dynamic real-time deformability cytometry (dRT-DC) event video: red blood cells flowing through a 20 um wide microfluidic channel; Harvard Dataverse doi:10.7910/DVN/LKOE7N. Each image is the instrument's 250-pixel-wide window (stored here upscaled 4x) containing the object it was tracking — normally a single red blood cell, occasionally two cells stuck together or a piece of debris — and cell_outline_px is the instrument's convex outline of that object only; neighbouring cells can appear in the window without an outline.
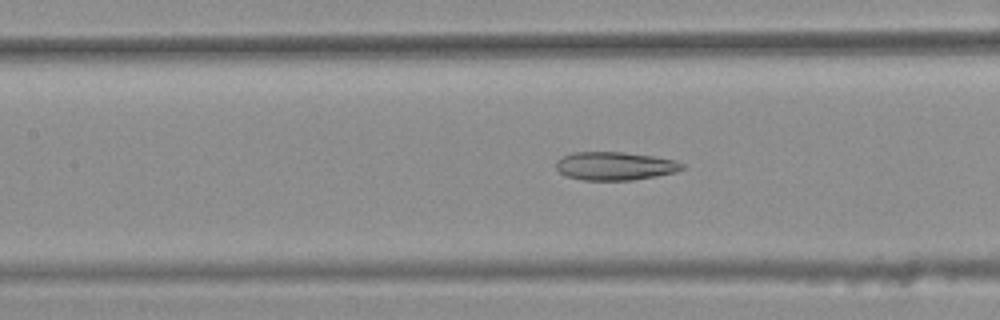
{"species": "common noctule bat (a hibernating species)", "species_latin": "Nyctalus noctula", "temperature_condition": "warm", "stored_images_in_passage": 48, "camera_frame_rate_fps": 3000, "um_per_image_px": 0.085, "animal": {"sex": "female", "body_mass_g": 25.1}, "frame": {"image": 1, "passage_image": 25, "time_ms": 8.0, "image_size_px": [1000, 320], "cell_outline_px": [[684, 168], [676, 172], [656, 176], [632, 180], [584, 180], [564, 176], [556, 168], [556, 160], [560, 156], [572, 152], [624, 152], [652, 156], [676, 160], [684, 164]], "centroid_in_image_um": [52.24, 14.1], "position_along_channel_um": 155.2, "area_um2": 20.98}}
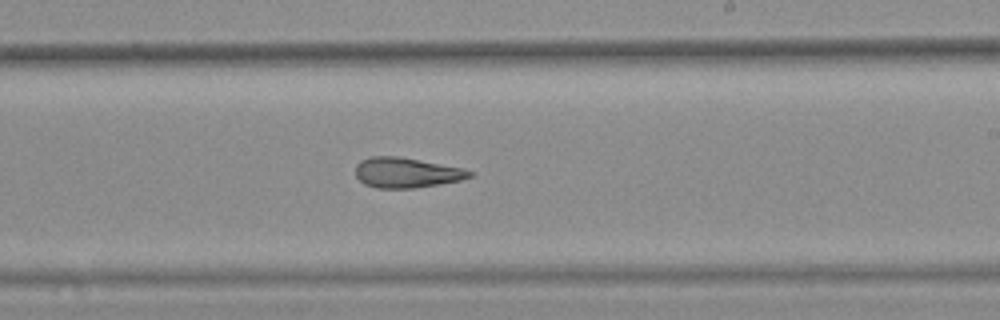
{"frame": {"image": 2, "passage_image": 33, "time_ms": 10.667, "image_size_px": [1000, 320], "cell_outline_px": [[476, 172], [472, 176], [460, 180], [440, 184], [416, 188], [376, 188], [364, 184], [356, 176], [356, 164], [360, 160], [372, 156], [396, 156], [460, 168]], "centroid_in_image_um": [34.52, 14.69], "position_along_channel_um": 254.5, "area_um2": 19.88}}
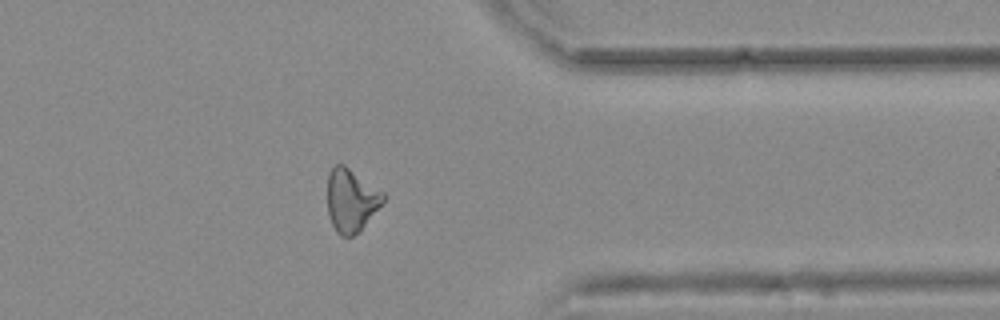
{"frame": {"image": 3, "passage_image": 44, "time_ms": 14.333, "image_size_px": [1000, 320], "cell_outline_px": [[388, 196], [360, 232], [352, 236], [340, 236], [336, 232], [332, 224], [328, 212], [328, 172], [336, 164], [344, 164], [384, 192]], "centroid_in_image_um": [29.87, 17.03], "position_along_channel_um": 381.5, "area_um2": 20.69}, "authors_computed_cell_mechanics": {"area_um2": 21.2415, "velocity_mm_per_s": 3.7399, "shape_relaxation_time_tau1_ms": null, "shape_relaxation_time_tau2_ms": 3.3884, "deformation_change_tau1": null, "deformation_change_tau2": 0.1345}}